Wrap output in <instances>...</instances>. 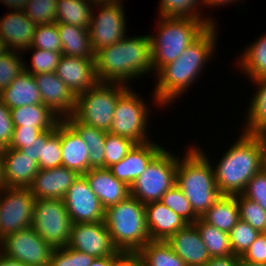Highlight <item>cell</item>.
Segmentation results:
<instances>
[{
    "mask_svg": "<svg viewBox=\"0 0 266 266\" xmlns=\"http://www.w3.org/2000/svg\"><path fill=\"white\" fill-rule=\"evenodd\" d=\"M218 24L211 25L196 41L190 44L173 62L156 73L152 102L157 107L173 105L202 75L204 66L215 55L218 41ZM214 54V55H213ZM192 85V86H191ZM154 95V96H153Z\"/></svg>",
    "mask_w": 266,
    "mask_h": 266,
    "instance_id": "6da1fadb",
    "label": "cell"
},
{
    "mask_svg": "<svg viewBox=\"0 0 266 266\" xmlns=\"http://www.w3.org/2000/svg\"><path fill=\"white\" fill-rule=\"evenodd\" d=\"M97 79L100 83H120L127 86L134 79L154 70L151 64L149 35L125 36L122 40L95 54Z\"/></svg>",
    "mask_w": 266,
    "mask_h": 266,
    "instance_id": "7a4b0ae2",
    "label": "cell"
},
{
    "mask_svg": "<svg viewBox=\"0 0 266 266\" xmlns=\"http://www.w3.org/2000/svg\"><path fill=\"white\" fill-rule=\"evenodd\" d=\"M240 131L241 135L231 143L218 163H211L222 195L241 194L248 181L264 167L261 140L257 134Z\"/></svg>",
    "mask_w": 266,
    "mask_h": 266,
    "instance_id": "3957f363",
    "label": "cell"
},
{
    "mask_svg": "<svg viewBox=\"0 0 266 266\" xmlns=\"http://www.w3.org/2000/svg\"><path fill=\"white\" fill-rule=\"evenodd\" d=\"M182 158L178 156L176 185L191 203L195 214L202 215L222 196L216 185L209 155L196 144L186 147Z\"/></svg>",
    "mask_w": 266,
    "mask_h": 266,
    "instance_id": "277c9868",
    "label": "cell"
},
{
    "mask_svg": "<svg viewBox=\"0 0 266 266\" xmlns=\"http://www.w3.org/2000/svg\"><path fill=\"white\" fill-rule=\"evenodd\" d=\"M158 17L156 34H149L151 64L155 74L163 66L176 60L190 44L216 23L214 20L201 18Z\"/></svg>",
    "mask_w": 266,
    "mask_h": 266,
    "instance_id": "5b68a950",
    "label": "cell"
},
{
    "mask_svg": "<svg viewBox=\"0 0 266 266\" xmlns=\"http://www.w3.org/2000/svg\"><path fill=\"white\" fill-rule=\"evenodd\" d=\"M103 221L114 246L125 255H135L150 241L145 204L131 195L106 208Z\"/></svg>",
    "mask_w": 266,
    "mask_h": 266,
    "instance_id": "8992f818",
    "label": "cell"
},
{
    "mask_svg": "<svg viewBox=\"0 0 266 266\" xmlns=\"http://www.w3.org/2000/svg\"><path fill=\"white\" fill-rule=\"evenodd\" d=\"M120 83H98L76 96L72 116L79 122L109 132L118 98L129 88Z\"/></svg>",
    "mask_w": 266,
    "mask_h": 266,
    "instance_id": "52a82bcc",
    "label": "cell"
},
{
    "mask_svg": "<svg viewBox=\"0 0 266 266\" xmlns=\"http://www.w3.org/2000/svg\"><path fill=\"white\" fill-rule=\"evenodd\" d=\"M178 155L166 147L150 162L146 170L130 186V195L146 204L160 201L176 184Z\"/></svg>",
    "mask_w": 266,
    "mask_h": 266,
    "instance_id": "ba28073f",
    "label": "cell"
},
{
    "mask_svg": "<svg viewBox=\"0 0 266 266\" xmlns=\"http://www.w3.org/2000/svg\"><path fill=\"white\" fill-rule=\"evenodd\" d=\"M149 110L146 100L129 87L118 98L109 132L129 138L136 144L151 141V136L147 135Z\"/></svg>",
    "mask_w": 266,
    "mask_h": 266,
    "instance_id": "9c48e42d",
    "label": "cell"
},
{
    "mask_svg": "<svg viewBox=\"0 0 266 266\" xmlns=\"http://www.w3.org/2000/svg\"><path fill=\"white\" fill-rule=\"evenodd\" d=\"M72 224L63 199H36L32 228L52 248L67 246Z\"/></svg>",
    "mask_w": 266,
    "mask_h": 266,
    "instance_id": "30bf717a",
    "label": "cell"
},
{
    "mask_svg": "<svg viewBox=\"0 0 266 266\" xmlns=\"http://www.w3.org/2000/svg\"><path fill=\"white\" fill-rule=\"evenodd\" d=\"M95 7L99 10L98 13ZM125 16L123 1H96L94 3L88 29L95 54L119 42L127 35Z\"/></svg>",
    "mask_w": 266,
    "mask_h": 266,
    "instance_id": "8fae6325",
    "label": "cell"
},
{
    "mask_svg": "<svg viewBox=\"0 0 266 266\" xmlns=\"http://www.w3.org/2000/svg\"><path fill=\"white\" fill-rule=\"evenodd\" d=\"M36 198L29 187H5L0 191V241L9 234L32 227Z\"/></svg>",
    "mask_w": 266,
    "mask_h": 266,
    "instance_id": "7c38bea8",
    "label": "cell"
},
{
    "mask_svg": "<svg viewBox=\"0 0 266 266\" xmlns=\"http://www.w3.org/2000/svg\"><path fill=\"white\" fill-rule=\"evenodd\" d=\"M53 248L32 227L9 234L0 241V252L28 266H49Z\"/></svg>",
    "mask_w": 266,
    "mask_h": 266,
    "instance_id": "4fadbf2b",
    "label": "cell"
},
{
    "mask_svg": "<svg viewBox=\"0 0 266 266\" xmlns=\"http://www.w3.org/2000/svg\"><path fill=\"white\" fill-rule=\"evenodd\" d=\"M67 246L94 258L125 256L114 246L104 221L72 224Z\"/></svg>",
    "mask_w": 266,
    "mask_h": 266,
    "instance_id": "5bb4252c",
    "label": "cell"
},
{
    "mask_svg": "<svg viewBox=\"0 0 266 266\" xmlns=\"http://www.w3.org/2000/svg\"><path fill=\"white\" fill-rule=\"evenodd\" d=\"M63 201L73 224L104 220L105 209L83 175L72 183Z\"/></svg>",
    "mask_w": 266,
    "mask_h": 266,
    "instance_id": "9a60e30c",
    "label": "cell"
},
{
    "mask_svg": "<svg viewBox=\"0 0 266 266\" xmlns=\"http://www.w3.org/2000/svg\"><path fill=\"white\" fill-rule=\"evenodd\" d=\"M33 77L45 106L49 107L62 120L73 114L76 107V96L55 72L34 74Z\"/></svg>",
    "mask_w": 266,
    "mask_h": 266,
    "instance_id": "2e32d148",
    "label": "cell"
},
{
    "mask_svg": "<svg viewBox=\"0 0 266 266\" xmlns=\"http://www.w3.org/2000/svg\"><path fill=\"white\" fill-rule=\"evenodd\" d=\"M55 74L75 96L86 92L99 83L96 75L95 59L62 55Z\"/></svg>",
    "mask_w": 266,
    "mask_h": 266,
    "instance_id": "e0dca14e",
    "label": "cell"
},
{
    "mask_svg": "<svg viewBox=\"0 0 266 266\" xmlns=\"http://www.w3.org/2000/svg\"><path fill=\"white\" fill-rule=\"evenodd\" d=\"M163 149L162 145L153 140L135 144L121 161L108 169L119 181L130 187Z\"/></svg>",
    "mask_w": 266,
    "mask_h": 266,
    "instance_id": "ac0fdd59",
    "label": "cell"
},
{
    "mask_svg": "<svg viewBox=\"0 0 266 266\" xmlns=\"http://www.w3.org/2000/svg\"><path fill=\"white\" fill-rule=\"evenodd\" d=\"M37 24L31 21L23 10L5 12L0 17V38L7 50L23 53L33 42Z\"/></svg>",
    "mask_w": 266,
    "mask_h": 266,
    "instance_id": "d6986e66",
    "label": "cell"
},
{
    "mask_svg": "<svg viewBox=\"0 0 266 266\" xmlns=\"http://www.w3.org/2000/svg\"><path fill=\"white\" fill-rule=\"evenodd\" d=\"M166 242L187 266H205L211 259L194 223H188Z\"/></svg>",
    "mask_w": 266,
    "mask_h": 266,
    "instance_id": "ffe728a7",
    "label": "cell"
},
{
    "mask_svg": "<svg viewBox=\"0 0 266 266\" xmlns=\"http://www.w3.org/2000/svg\"><path fill=\"white\" fill-rule=\"evenodd\" d=\"M78 174L64 166L40 169L29 186L36 199H63Z\"/></svg>",
    "mask_w": 266,
    "mask_h": 266,
    "instance_id": "44dd1931",
    "label": "cell"
},
{
    "mask_svg": "<svg viewBox=\"0 0 266 266\" xmlns=\"http://www.w3.org/2000/svg\"><path fill=\"white\" fill-rule=\"evenodd\" d=\"M146 226L150 240L166 241L188 222L160 201L145 204Z\"/></svg>",
    "mask_w": 266,
    "mask_h": 266,
    "instance_id": "7402d4cb",
    "label": "cell"
},
{
    "mask_svg": "<svg viewBox=\"0 0 266 266\" xmlns=\"http://www.w3.org/2000/svg\"><path fill=\"white\" fill-rule=\"evenodd\" d=\"M83 176L104 209L116 205L130 195V187L119 181L108 168H92Z\"/></svg>",
    "mask_w": 266,
    "mask_h": 266,
    "instance_id": "603a6c76",
    "label": "cell"
},
{
    "mask_svg": "<svg viewBox=\"0 0 266 266\" xmlns=\"http://www.w3.org/2000/svg\"><path fill=\"white\" fill-rule=\"evenodd\" d=\"M7 187H29L40 170L38 163L19 149H1Z\"/></svg>",
    "mask_w": 266,
    "mask_h": 266,
    "instance_id": "cb8c5ba5",
    "label": "cell"
},
{
    "mask_svg": "<svg viewBox=\"0 0 266 266\" xmlns=\"http://www.w3.org/2000/svg\"><path fill=\"white\" fill-rule=\"evenodd\" d=\"M62 166L84 175L89 171V150L80 135L65 121L61 120Z\"/></svg>",
    "mask_w": 266,
    "mask_h": 266,
    "instance_id": "d4e9b609",
    "label": "cell"
},
{
    "mask_svg": "<svg viewBox=\"0 0 266 266\" xmlns=\"http://www.w3.org/2000/svg\"><path fill=\"white\" fill-rule=\"evenodd\" d=\"M0 100L9 109L42 103L40 90L36 85L33 74L25 70L0 92Z\"/></svg>",
    "mask_w": 266,
    "mask_h": 266,
    "instance_id": "484cf974",
    "label": "cell"
},
{
    "mask_svg": "<svg viewBox=\"0 0 266 266\" xmlns=\"http://www.w3.org/2000/svg\"><path fill=\"white\" fill-rule=\"evenodd\" d=\"M62 41V55L95 59L89 29L56 22Z\"/></svg>",
    "mask_w": 266,
    "mask_h": 266,
    "instance_id": "4316f807",
    "label": "cell"
},
{
    "mask_svg": "<svg viewBox=\"0 0 266 266\" xmlns=\"http://www.w3.org/2000/svg\"><path fill=\"white\" fill-rule=\"evenodd\" d=\"M15 127H43L45 130L56 128L62 120L43 103L28 104L10 109Z\"/></svg>",
    "mask_w": 266,
    "mask_h": 266,
    "instance_id": "83f0119b",
    "label": "cell"
},
{
    "mask_svg": "<svg viewBox=\"0 0 266 266\" xmlns=\"http://www.w3.org/2000/svg\"><path fill=\"white\" fill-rule=\"evenodd\" d=\"M83 139L89 150V170L105 168L106 132L77 121L72 115L64 119Z\"/></svg>",
    "mask_w": 266,
    "mask_h": 266,
    "instance_id": "f1b7e54d",
    "label": "cell"
},
{
    "mask_svg": "<svg viewBox=\"0 0 266 266\" xmlns=\"http://www.w3.org/2000/svg\"><path fill=\"white\" fill-rule=\"evenodd\" d=\"M237 69L252 80L266 78V33L247 45L240 57H237Z\"/></svg>",
    "mask_w": 266,
    "mask_h": 266,
    "instance_id": "f546056e",
    "label": "cell"
},
{
    "mask_svg": "<svg viewBox=\"0 0 266 266\" xmlns=\"http://www.w3.org/2000/svg\"><path fill=\"white\" fill-rule=\"evenodd\" d=\"M201 219L229 234L233 226L240 220L236 195H222L202 215Z\"/></svg>",
    "mask_w": 266,
    "mask_h": 266,
    "instance_id": "4dcf8cb0",
    "label": "cell"
},
{
    "mask_svg": "<svg viewBox=\"0 0 266 266\" xmlns=\"http://www.w3.org/2000/svg\"><path fill=\"white\" fill-rule=\"evenodd\" d=\"M249 82L254 83V87L257 88L249 103L245 121H242L244 128L241 130L250 134H258L266 130V78Z\"/></svg>",
    "mask_w": 266,
    "mask_h": 266,
    "instance_id": "1f68e13d",
    "label": "cell"
},
{
    "mask_svg": "<svg viewBox=\"0 0 266 266\" xmlns=\"http://www.w3.org/2000/svg\"><path fill=\"white\" fill-rule=\"evenodd\" d=\"M134 256L142 266H187L162 240H150Z\"/></svg>",
    "mask_w": 266,
    "mask_h": 266,
    "instance_id": "d6a6232c",
    "label": "cell"
},
{
    "mask_svg": "<svg viewBox=\"0 0 266 266\" xmlns=\"http://www.w3.org/2000/svg\"><path fill=\"white\" fill-rule=\"evenodd\" d=\"M95 0H57L56 22L88 29Z\"/></svg>",
    "mask_w": 266,
    "mask_h": 266,
    "instance_id": "836d02e7",
    "label": "cell"
},
{
    "mask_svg": "<svg viewBox=\"0 0 266 266\" xmlns=\"http://www.w3.org/2000/svg\"><path fill=\"white\" fill-rule=\"evenodd\" d=\"M194 224L201 234L202 240L211 258L234 255L229 234L198 218Z\"/></svg>",
    "mask_w": 266,
    "mask_h": 266,
    "instance_id": "e575fe53",
    "label": "cell"
},
{
    "mask_svg": "<svg viewBox=\"0 0 266 266\" xmlns=\"http://www.w3.org/2000/svg\"><path fill=\"white\" fill-rule=\"evenodd\" d=\"M158 6L157 13L161 17L215 20L202 14V0H160Z\"/></svg>",
    "mask_w": 266,
    "mask_h": 266,
    "instance_id": "d590c367",
    "label": "cell"
},
{
    "mask_svg": "<svg viewBox=\"0 0 266 266\" xmlns=\"http://www.w3.org/2000/svg\"><path fill=\"white\" fill-rule=\"evenodd\" d=\"M62 166L61 121L56 128L46 130V143H42L40 169H52Z\"/></svg>",
    "mask_w": 266,
    "mask_h": 266,
    "instance_id": "8d00e7d4",
    "label": "cell"
},
{
    "mask_svg": "<svg viewBox=\"0 0 266 266\" xmlns=\"http://www.w3.org/2000/svg\"><path fill=\"white\" fill-rule=\"evenodd\" d=\"M25 51H30L28 53L32 52V56L30 59V66L27 65L26 61H24V70L33 75L55 72L62 56V53L33 48L31 46L25 49L23 54Z\"/></svg>",
    "mask_w": 266,
    "mask_h": 266,
    "instance_id": "74e56055",
    "label": "cell"
},
{
    "mask_svg": "<svg viewBox=\"0 0 266 266\" xmlns=\"http://www.w3.org/2000/svg\"><path fill=\"white\" fill-rule=\"evenodd\" d=\"M239 206L240 220L249 223L260 233H266V210L242 194L236 195Z\"/></svg>",
    "mask_w": 266,
    "mask_h": 266,
    "instance_id": "f35d334b",
    "label": "cell"
},
{
    "mask_svg": "<svg viewBox=\"0 0 266 266\" xmlns=\"http://www.w3.org/2000/svg\"><path fill=\"white\" fill-rule=\"evenodd\" d=\"M23 56L21 52L10 50L0 56V92L7 88L24 70Z\"/></svg>",
    "mask_w": 266,
    "mask_h": 266,
    "instance_id": "ab89813d",
    "label": "cell"
},
{
    "mask_svg": "<svg viewBox=\"0 0 266 266\" xmlns=\"http://www.w3.org/2000/svg\"><path fill=\"white\" fill-rule=\"evenodd\" d=\"M37 25L56 23L57 0H29L23 10Z\"/></svg>",
    "mask_w": 266,
    "mask_h": 266,
    "instance_id": "60d3db41",
    "label": "cell"
},
{
    "mask_svg": "<svg viewBox=\"0 0 266 266\" xmlns=\"http://www.w3.org/2000/svg\"><path fill=\"white\" fill-rule=\"evenodd\" d=\"M160 202L183 217L188 223H194L199 218L192 209L189 200L176 184L167 190Z\"/></svg>",
    "mask_w": 266,
    "mask_h": 266,
    "instance_id": "b9f144b4",
    "label": "cell"
},
{
    "mask_svg": "<svg viewBox=\"0 0 266 266\" xmlns=\"http://www.w3.org/2000/svg\"><path fill=\"white\" fill-rule=\"evenodd\" d=\"M259 234L249 223L239 220L229 233L233 254L241 257Z\"/></svg>",
    "mask_w": 266,
    "mask_h": 266,
    "instance_id": "7bdbcfd3",
    "label": "cell"
},
{
    "mask_svg": "<svg viewBox=\"0 0 266 266\" xmlns=\"http://www.w3.org/2000/svg\"><path fill=\"white\" fill-rule=\"evenodd\" d=\"M135 144L129 138L107 132L105 138V168L121 161Z\"/></svg>",
    "mask_w": 266,
    "mask_h": 266,
    "instance_id": "ee69618b",
    "label": "cell"
},
{
    "mask_svg": "<svg viewBox=\"0 0 266 266\" xmlns=\"http://www.w3.org/2000/svg\"><path fill=\"white\" fill-rule=\"evenodd\" d=\"M31 47L62 53V41L57 24L37 25Z\"/></svg>",
    "mask_w": 266,
    "mask_h": 266,
    "instance_id": "f6af8a7d",
    "label": "cell"
},
{
    "mask_svg": "<svg viewBox=\"0 0 266 266\" xmlns=\"http://www.w3.org/2000/svg\"><path fill=\"white\" fill-rule=\"evenodd\" d=\"M93 260V256L65 246L53 248L49 266H90Z\"/></svg>",
    "mask_w": 266,
    "mask_h": 266,
    "instance_id": "bcb514c9",
    "label": "cell"
},
{
    "mask_svg": "<svg viewBox=\"0 0 266 266\" xmlns=\"http://www.w3.org/2000/svg\"><path fill=\"white\" fill-rule=\"evenodd\" d=\"M241 194L266 210V168L263 167L248 181Z\"/></svg>",
    "mask_w": 266,
    "mask_h": 266,
    "instance_id": "7dc6e473",
    "label": "cell"
},
{
    "mask_svg": "<svg viewBox=\"0 0 266 266\" xmlns=\"http://www.w3.org/2000/svg\"><path fill=\"white\" fill-rule=\"evenodd\" d=\"M44 130L43 127H15L9 148H29V144L35 142Z\"/></svg>",
    "mask_w": 266,
    "mask_h": 266,
    "instance_id": "c3c4849f",
    "label": "cell"
},
{
    "mask_svg": "<svg viewBox=\"0 0 266 266\" xmlns=\"http://www.w3.org/2000/svg\"><path fill=\"white\" fill-rule=\"evenodd\" d=\"M14 128L10 109L0 100V149L9 147Z\"/></svg>",
    "mask_w": 266,
    "mask_h": 266,
    "instance_id": "681fc988",
    "label": "cell"
},
{
    "mask_svg": "<svg viewBox=\"0 0 266 266\" xmlns=\"http://www.w3.org/2000/svg\"><path fill=\"white\" fill-rule=\"evenodd\" d=\"M241 259L251 263H266V233H260Z\"/></svg>",
    "mask_w": 266,
    "mask_h": 266,
    "instance_id": "f907efd6",
    "label": "cell"
},
{
    "mask_svg": "<svg viewBox=\"0 0 266 266\" xmlns=\"http://www.w3.org/2000/svg\"><path fill=\"white\" fill-rule=\"evenodd\" d=\"M42 143H46V130H44L35 140L29 144V148H20L21 152L29 155L32 160H35L39 165V158L41 157Z\"/></svg>",
    "mask_w": 266,
    "mask_h": 266,
    "instance_id": "816d5d0a",
    "label": "cell"
},
{
    "mask_svg": "<svg viewBox=\"0 0 266 266\" xmlns=\"http://www.w3.org/2000/svg\"><path fill=\"white\" fill-rule=\"evenodd\" d=\"M241 257L230 255L211 258L205 266H240Z\"/></svg>",
    "mask_w": 266,
    "mask_h": 266,
    "instance_id": "f5cc1de1",
    "label": "cell"
},
{
    "mask_svg": "<svg viewBox=\"0 0 266 266\" xmlns=\"http://www.w3.org/2000/svg\"><path fill=\"white\" fill-rule=\"evenodd\" d=\"M124 256H107L94 258L90 266H116Z\"/></svg>",
    "mask_w": 266,
    "mask_h": 266,
    "instance_id": "db71d44e",
    "label": "cell"
},
{
    "mask_svg": "<svg viewBox=\"0 0 266 266\" xmlns=\"http://www.w3.org/2000/svg\"><path fill=\"white\" fill-rule=\"evenodd\" d=\"M239 1H241V2H244V0L242 1V0H202V5L204 6V7H209V8H211L212 9V7H214L215 9L218 7V8H221V6H225V5H230V4H235V2L236 3H238Z\"/></svg>",
    "mask_w": 266,
    "mask_h": 266,
    "instance_id": "11a10c76",
    "label": "cell"
},
{
    "mask_svg": "<svg viewBox=\"0 0 266 266\" xmlns=\"http://www.w3.org/2000/svg\"><path fill=\"white\" fill-rule=\"evenodd\" d=\"M27 1L29 0H0V3H3L2 5H6L9 10H24L25 6L27 4Z\"/></svg>",
    "mask_w": 266,
    "mask_h": 266,
    "instance_id": "9f6ffc18",
    "label": "cell"
},
{
    "mask_svg": "<svg viewBox=\"0 0 266 266\" xmlns=\"http://www.w3.org/2000/svg\"><path fill=\"white\" fill-rule=\"evenodd\" d=\"M0 266H28L25 263L10 258L0 252Z\"/></svg>",
    "mask_w": 266,
    "mask_h": 266,
    "instance_id": "6f0895ef",
    "label": "cell"
},
{
    "mask_svg": "<svg viewBox=\"0 0 266 266\" xmlns=\"http://www.w3.org/2000/svg\"><path fill=\"white\" fill-rule=\"evenodd\" d=\"M116 266H140V261L134 255H125Z\"/></svg>",
    "mask_w": 266,
    "mask_h": 266,
    "instance_id": "680465c9",
    "label": "cell"
},
{
    "mask_svg": "<svg viewBox=\"0 0 266 266\" xmlns=\"http://www.w3.org/2000/svg\"><path fill=\"white\" fill-rule=\"evenodd\" d=\"M261 140L262 150H263V166L266 168V130L261 131L257 134Z\"/></svg>",
    "mask_w": 266,
    "mask_h": 266,
    "instance_id": "91938a15",
    "label": "cell"
},
{
    "mask_svg": "<svg viewBox=\"0 0 266 266\" xmlns=\"http://www.w3.org/2000/svg\"><path fill=\"white\" fill-rule=\"evenodd\" d=\"M6 187L5 177H4V163H3V155L0 149V191H2Z\"/></svg>",
    "mask_w": 266,
    "mask_h": 266,
    "instance_id": "94428289",
    "label": "cell"
},
{
    "mask_svg": "<svg viewBox=\"0 0 266 266\" xmlns=\"http://www.w3.org/2000/svg\"><path fill=\"white\" fill-rule=\"evenodd\" d=\"M240 266H266V263H251L241 259Z\"/></svg>",
    "mask_w": 266,
    "mask_h": 266,
    "instance_id": "6125c7cd",
    "label": "cell"
},
{
    "mask_svg": "<svg viewBox=\"0 0 266 266\" xmlns=\"http://www.w3.org/2000/svg\"><path fill=\"white\" fill-rule=\"evenodd\" d=\"M6 45L4 41L0 38V56L3 55L5 52H7Z\"/></svg>",
    "mask_w": 266,
    "mask_h": 266,
    "instance_id": "be15d7a7",
    "label": "cell"
},
{
    "mask_svg": "<svg viewBox=\"0 0 266 266\" xmlns=\"http://www.w3.org/2000/svg\"><path fill=\"white\" fill-rule=\"evenodd\" d=\"M95 1H123V0H95Z\"/></svg>",
    "mask_w": 266,
    "mask_h": 266,
    "instance_id": "e7e4bbea",
    "label": "cell"
}]
</instances>
